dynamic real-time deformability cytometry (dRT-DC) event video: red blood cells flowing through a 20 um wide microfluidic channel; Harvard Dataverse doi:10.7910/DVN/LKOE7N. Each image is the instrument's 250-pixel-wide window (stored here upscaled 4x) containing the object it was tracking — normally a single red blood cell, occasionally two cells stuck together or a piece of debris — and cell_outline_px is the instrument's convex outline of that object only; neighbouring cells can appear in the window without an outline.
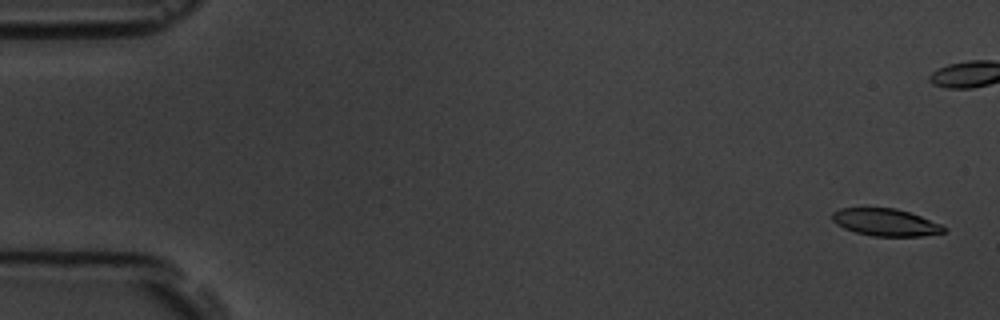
{"species": "common noctule bat (a hibernating species)", "species_latin": "Nyctalus noctula", "temperature_condition": "room temperature", "stored_images_in_passage": 7, "camera_frame_rate_fps": 3000, "um_per_image_px": 0.085, "animal": {"sex": "male", "body_mass_g": 19.5, "forearm_length_mm": 54.6}, "frame": {"image": 1, "passage_image": 1, "time_ms": 0.0, "image_size_px": [1000, 320], "cell_outline_px": [[948, 228], [944, 232], [920, 236], [872, 236], [856, 232], [844, 228], [836, 224], [832, 220], [832, 212], [840, 208], [896, 208], [920, 216], [940, 224]], "centroid_in_image_um": [75.25, 18.89], "position_along_channel_um": 9.7, "area_um2": 17.63}}
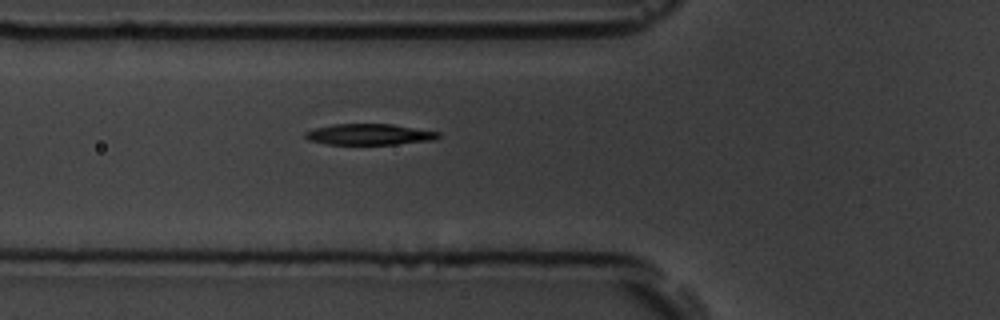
{"frame": {"image": 2, "passage_image": 7, "time_ms": 7.667, "image_size_px": [1000, 320], "cell_outline_px": [[440, 136], [432, 140], [396, 144], [328, 144], [308, 140], [304, 136], [304, 132], [316, 128], [332, 124], [392, 124], [440, 132]], "centroid_in_image_um": [31.37, 11.42], "position_along_channel_um": 94.4, "area_um2": 16.18}}